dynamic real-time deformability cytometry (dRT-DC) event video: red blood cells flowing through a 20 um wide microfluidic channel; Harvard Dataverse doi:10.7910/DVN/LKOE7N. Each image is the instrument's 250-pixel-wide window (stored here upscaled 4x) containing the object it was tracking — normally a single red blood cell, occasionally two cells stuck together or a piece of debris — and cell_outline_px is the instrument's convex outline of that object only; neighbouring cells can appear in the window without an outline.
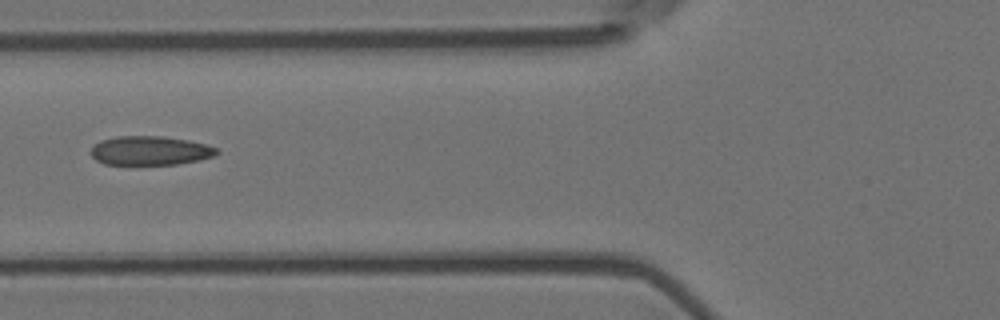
{"species": "Egyptian fruit bat (a non-hibernating species)", "species_latin": "Rousettus aegyptiacus", "temperature_condition": "room temperature", "stored_images_in_passage": 3, "camera_frame_rate_fps": 3000, "um_per_image_px": 0.085, "animal": {"sex": "female"}, "frame": {"image": 1, "passage_image": 3, "time_ms": 0.667, "image_size_px": [1000, 320], "cell_outline_px": [[220, 152], [212, 156], [196, 160], [176, 164], [104, 164], [96, 160], [92, 156], [92, 148], [100, 140], [116, 136], [164, 136], [188, 140], [208, 144], [216, 148]], "centroid_in_image_um": [12.76, 12.79], "position_along_channel_um": 113.0, "area_um2": 21.15}}